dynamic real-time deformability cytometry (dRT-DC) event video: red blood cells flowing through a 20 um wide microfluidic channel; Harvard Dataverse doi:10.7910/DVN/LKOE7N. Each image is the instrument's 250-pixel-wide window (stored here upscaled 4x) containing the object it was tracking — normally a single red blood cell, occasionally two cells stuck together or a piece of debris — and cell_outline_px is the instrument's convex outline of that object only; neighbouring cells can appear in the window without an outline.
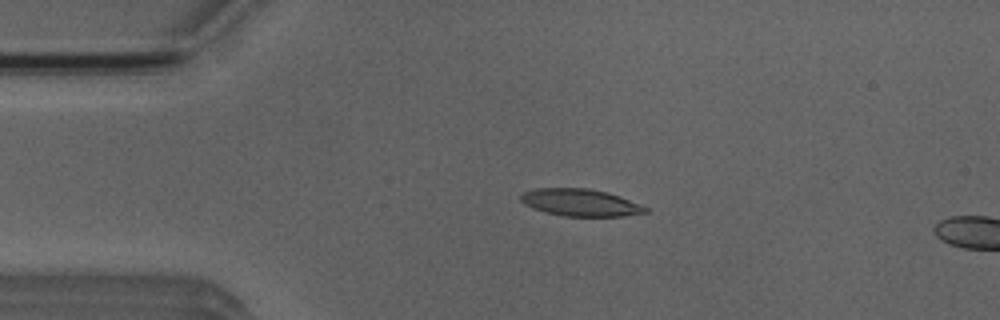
{"species": "Egyptian fruit bat (a non-hibernating species)", "species_latin": "Rousettus aegyptiacus", "temperature_condition": "room temperature", "stored_images_in_passage": 5, "segment_of_instrument_passage": [1, 2], "camera_frame_rate_fps": 3000, "um_per_image_px": 0.085, "animal": {"sex": "male"}, "frame": {"image": 1, "passage_image": 3, "time_ms": 2.333, "image_size_px": [1000, 320], "cell_outline_px": [[648, 212], [624, 216], [564, 216], [544, 212], [532, 208], [524, 204], [520, 200], [520, 196], [524, 192], [536, 188], [588, 188], [620, 196], [640, 204], [648, 208]], "centroid_in_image_um": [49.32, 17.22], "position_along_channel_um": 35.7, "area_um2": 19.71}}